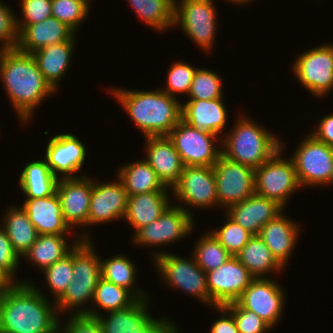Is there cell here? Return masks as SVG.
Listing matches in <instances>:
<instances>
[{
	"mask_svg": "<svg viewBox=\"0 0 333 333\" xmlns=\"http://www.w3.org/2000/svg\"><path fill=\"white\" fill-rule=\"evenodd\" d=\"M191 65L188 61L182 60L172 62L167 70L166 85L161 90L174 98H177L180 93L188 96L197 70L196 67Z\"/></svg>",
	"mask_w": 333,
	"mask_h": 333,
	"instance_id": "60d3db41",
	"label": "cell"
},
{
	"mask_svg": "<svg viewBox=\"0 0 333 333\" xmlns=\"http://www.w3.org/2000/svg\"><path fill=\"white\" fill-rule=\"evenodd\" d=\"M235 119L221 139L222 155L227 159L256 169L281 148L282 140L255 120L242 113Z\"/></svg>",
	"mask_w": 333,
	"mask_h": 333,
	"instance_id": "277c9868",
	"label": "cell"
},
{
	"mask_svg": "<svg viewBox=\"0 0 333 333\" xmlns=\"http://www.w3.org/2000/svg\"><path fill=\"white\" fill-rule=\"evenodd\" d=\"M283 211L284 208L276 201L256 193L224 210L230 218L252 235H259L261 228Z\"/></svg>",
	"mask_w": 333,
	"mask_h": 333,
	"instance_id": "603a6c76",
	"label": "cell"
},
{
	"mask_svg": "<svg viewBox=\"0 0 333 333\" xmlns=\"http://www.w3.org/2000/svg\"><path fill=\"white\" fill-rule=\"evenodd\" d=\"M227 1L228 3H235L236 5H246L247 3L249 4L250 2H252L253 0H225Z\"/></svg>",
	"mask_w": 333,
	"mask_h": 333,
	"instance_id": "816d5d0a",
	"label": "cell"
},
{
	"mask_svg": "<svg viewBox=\"0 0 333 333\" xmlns=\"http://www.w3.org/2000/svg\"><path fill=\"white\" fill-rule=\"evenodd\" d=\"M108 89L144 137L167 136L182 119V101L159 87L155 91Z\"/></svg>",
	"mask_w": 333,
	"mask_h": 333,
	"instance_id": "3957f363",
	"label": "cell"
},
{
	"mask_svg": "<svg viewBox=\"0 0 333 333\" xmlns=\"http://www.w3.org/2000/svg\"><path fill=\"white\" fill-rule=\"evenodd\" d=\"M75 36L76 32L72 28L51 16L39 23L28 25L19 34L17 48L32 54L43 47L70 41Z\"/></svg>",
	"mask_w": 333,
	"mask_h": 333,
	"instance_id": "484cf974",
	"label": "cell"
},
{
	"mask_svg": "<svg viewBox=\"0 0 333 333\" xmlns=\"http://www.w3.org/2000/svg\"><path fill=\"white\" fill-rule=\"evenodd\" d=\"M225 216L226 222L221 227L215 228L210 232L231 256H236L253 235L226 213Z\"/></svg>",
	"mask_w": 333,
	"mask_h": 333,
	"instance_id": "b9f144b4",
	"label": "cell"
},
{
	"mask_svg": "<svg viewBox=\"0 0 333 333\" xmlns=\"http://www.w3.org/2000/svg\"><path fill=\"white\" fill-rule=\"evenodd\" d=\"M116 173V177L122 182L128 196L153 191H168V187L158 178L145 159L123 164Z\"/></svg>",
	"mask_w": 333,
	"mask_h": 333,
	"instance_id": "4dcf8cb0",
	"label": "cell"
},
{
	"mask_svg": "<svg viewBox=\"0 0 333 333\" xmlns=\"http://www.w3.org/2000/svg\"><path fill=\"white\" fill-rule=\"evenodd\" d=\"M150 253L155 270L157 268L156 273H159L164 286L192 295L211 308L206 272L195 262L193 256L183 258L171 252L160 251L159 248Z\"/></svg>",
	"mask_w": 333,
	"mask_h": 333,
	"instance_id": "8992f818",
	"label": "cell"
},
{
	"mask_svg": "<svg viewBox=\"0 0 333 333\" xmlns=\"http://www.w3.org/2000/svg\"><path fill=\"white\" fill-rule=\"evenodd\" d=\"M221 76L211 69L197 68L187 99L213 100L224 98Z\"/></svg>",
	"mask_w": 333,
	"mask_h": 333,
	"instance_id": "f35d334b",
	"label": "cell"
},
{
	"mask_svg": "<svg viewBox=\"0 0 333 333\" xmlns=\"http://www.w3.org/2000/svg\"><path fill=\"white\" fill-rule=\"evenodd\" d=\"M10 7L0 1V50L15 49L19 44L17 15Z\"/></svg>",
	"mask_w": 333,
	"mask_h": 333,
	"instance_id": "f6af8a7d",
	"label": "cell"
},
{
	"mask_svg": "<svg viewBox=\"0 0 333 333\" xmlns=\"http://www.w3.org/2000/svg\"><path fill=\"white\" fill-rule=\"evenodd\" d=\"M224 307L233 315L239 333H267L272 330L254 311L244 309L237 301Z\"/></svg>",
	"mask_w": 333,
	"mask_h": 333,
	"instance_id": "7bdbcfd3",
	"label": "cell"
},
{
	"mask_svg": "<svg viewBox=\"0 0 333 333\" xmlns=\"http://www.w3.org/2000/svg\"><path fill=\"white\" fill-rule=\"evenodd\" d=\"M295 59L291 67L292 73L315 98L323 99L333 91L332 42L307 49Z\"/></svg>",
	"mask_w": 333,
	"mask_h": 333,
	"instance_id": "30bf717a",
	"label": "cell"
},
{
	"mask_svg": "<svg viewBox=\"0 0 333 333\" xmlns=\"http://www.w3.org/2000/svg\"><path fill=\"white\" fill-rule=\"evenodd\" d=\"M94 244L92 239H80L73 247V281L55 301L60 316L65 313L86 314L90 310L92 303L89 302L93 301L96 285L101 278L100 256ZM86 303L89 307L85 306Z\"/></svg>",
	"mask_w": 333,
	"mask_h": 333,
	"instance_id": "5b68a950",
	"label": "cell"
},
{
	"mask_svg": "<svg viewBox=\"0 0 333 333\" xmlns=\"http://www.w3.org/2000/svg\"><path fill=\"white\" fill-rule=\"evenodd\" d=\"M214 3V0L174 1L173 28L181 26L183 33L206 54L214 50L217 36L218 12Z\"/></svg>",
	"mask_w": 333,
	"mask_h": 333,
	"instance_id": "52a82bcc",
	"label": "cell"
},
{
	"mask_svg": "<svg viewBox=\"0 0 333 333\" xmlns=\"http://www.w3.org/2000/svg\"><path fill=\"white\" fill-rule=\"evenodd\" d=\"M219 208L228 209L255 194V169L219 156L213 166Z\"/></svg>",
	"mask_w": 333,
	"mask_h": 333,
	"instance_id": "9a60e30c",
	"label": "cell"
},
{
	"mask_svg": "<svg viewBox=\"0 0 333 333\" xmlns=\"http://www.w3.org/2000/svg\"><path fill=\"white\" fill-rule=\"evenodd\" d=\"M21 4V5H20ZM22 19L17 17L19 34L28 26L52 16L51 0H20Z\"/></svg>",
	"mask_w": 333,
	"mask_h": 333,
	"instance_id": "ee69618b",
	"label": "cell"
},
{
	"mask_svg": "<svg viewBox=\"0 0 333 333\" xmlns=\"http://www.w3.org/2000/svg\"><path fill=\"white\" fill-rule=\"evenodd\" d=\"M328 184L333 185V169L331 171V175H330V178H329V182L327 183V186H328Z\"/></svg>",
	"mask_w": 333,
	"mask_h": 333,
	"instance_id": "f5cc1de1",
	"label": "cell"
},
{
	"mask_svg": "<svg viewBox=\"0 0 333 333\" xmlns=\"http://www.w3.org/2000/svg\"><path fill=\"white\" fill-rule=\"evenodd\" d=\"M51 5L52 17L67 24L75 32L88 18L91 9L90 4L84 0H51Z\"/></svg>",
	"mask_w": 333,
	"mask_h": 333,
	"instance_id": "ab89813d",
	"label": "cell"
},
{
	"mask_svg": "<svg viewBox=\"0 0 333 333\" xmlns=\"http://www.w3.org/2000/svg\"><path fill=\"white\" fill-rule=\"evenodd\" d=\"M280 286L281 284L272 277L254 278L237 302L244 309L254 311L271 328H274L283 316L287 299L284 288Z\"/></svg>",
	"mask_w": 333,
	"mask_h": 333,
	"instance_id": "2e32d148",
	"label": "cell"
},
{
	"mask_svg": "<svg viewBox=\"0 0 333 333\" xmlns=\"http://www.w3.org/2000/svg\"><path fill=\"white\" fill-rule=\"evenodd\" d=\"M300 223L285 215V211L268 221L259 233L260 238L270 249L276 260L286 268L301 234Z\"/></svg>",
	"mask_w": 333,
	"mask_h": 333,
	"instance_id": "cb8c5ba5",
	"label": "cell"
},
{
	"mask_svg": "<svg viewBox=\"0 0 333 333\" xmlns=\"http://www.w3.org/2000/svg\"><path fill=\"white\" fill-rule=\"evenodd\" d=\"M135 300L136 298L128 290L101 277L95 288L93 305L90 306L86 315L97 317L103 313L100 310L105 314V312L123 309L130 306Z\"/></svg>",
	"mask_w": 333,
	"mask_h": 333,
	"instance_id": "d590c367",
	"label": "cell"
},
{
	"mask_svg": "<svg viewBox=\"0 0 333 333\" xmlns=\"http://www.w3.org/2000/svg\"><path fill=\"white\" fill-rule=\"evenodd\" d=\"M216 189L213 167L184 166L178 182L171 188V196L179 202L178 206L194 217V213L189 208H218Z\"/></svg>",
	"mask_w": 333,
	"mask_h": 333,
	"instance_id": "5bb4252c",
	"label": "cell"
},
{
	"mask_svg": "<svg viewBox=\"0 0 333 333\" xmlns=\"http://www.w3.org/2000/svg\"><path fill=\"white\" fill-rule=\"evenodd\" d=\"M223 100V98L185 100L182 103V120L194 128L216 134L222 139L229 118Z\"/></svg>",
	"mask_w": 333,
	"mask_h": 333,
	"instance_id": "44dd1931",
	"label": "cell"
},
{
	"mask_svg": "<svg viewBox=\"0 0 333 333\" xmlns=\"http://www.w3.org/2000/svg\"><path fill=\"white\" fill-rule=\"evenodd\" d=\"M21 205L39 235L75 233L65 222L57 193L44 198H26Z\"/></svg>",
	"mask_w": 333,
	"mask_h": 333,
	"instance_id": "d4e9b609",
	"label": "cell"
},
{
	"mask_svg": "<svg viewBox=\"0 0 333 333\" xmlns=\"http://www.w3.org/2000/svg\"><path fill=\"white\" fill-rule=\"evenodd\" d=\"M84 1L88 2L91 5V1L90 0H84Z\"/></svg>",
	"mask_w": 333,
	"mask_h": 333,
	"instance_id": "db71d44e",
	"label": "cell"
},
{
	"mask_svg": "<svg viewBox=\"0 0 333 333\" xmlns=\"http://www.w3.org/2000/svg\"><path fill=\"white\" fill-rule=\"evenodd\" d=\"M191 255L206 273L215 270L231 257L210 230L201 234Z\"/></svg>",
	"mask_w": 333,
	"mask_h": 333,
	"instance_id": "8d00e7d4",
	"label": "cell"
},
{
	"mask_svg": "<svg viewBox=\"0 0 333 333\" xmlns=\"http://www.w3.org/2000/svg\"><path fill=\"white\" fill-rule=\"evenodd\" d=\"M21 258L14 251L12 244L6 235L5 231L0 226V268L15 282V283H30L31 281L19 280L15 276L20 265Z\"/></svg>",
	"mask_w": 333,
	"mask_h": 333,
	"instance_id": "bcb514c9",
	"label": "cell"
},
{
	"mask_svg": "<svg viewBox=\"0 0 333 333\" xmlns=\"http://www.w3.org/2000/svg\"><path fill=\"white\" fill-rule=\"evenodd\" d=\"M76 37L70 41L56 43L43 47L32 53L37 63L38 69L43 74L44 80L57 93L59 81L63 79L65 73L72 63V53H74Z\"/></svg>",
	"mask_w": 333,
	"mask_h": 333,
	"instance_id": "4316f807",
	"label": "cell"
},
{
	"mask_svg": "<svg viewBox=\"0 0 333 333\" xmlns=\"http://www.w3.org/2000/svg\"><path fill=\"white\" fill-rule=\"evenodd\" d=\"M213 309L222 316L211 324L210 333H239L233 315L224 306H215Z\"/></svg>",
	"mask_w": 333,
	"mask_h": 333,
	"instance_id": "c3c4849f",
	"label": "cell"
},
{
	"mask_svg": "<svg viewBox=\"0 0 333 333\" xmlns=\"http://www.w3.org/2000/svg\"><path fill=\"white\" fill-rule=\"evenodd\" d=\"M45 278V287L50 290L53 296L52 301H56L66 290L67 286L73 281V248L60 260L53 265L45 268L43 271Z\"/></svg>",
	"mask_w": 333,
	"mask_h": 333,
	"instance_id": "74e56055",
	"label": "cell"
},
{
	"mask_svg": "<svg viewBox=\"0 0 333 333\" xmlns=\"http://www.w3.org/2000/svg\"><path fill=\"white\" fill-rule=\"evenodd\" d=\"M0 79L20 124L29 123L36 108L56 94L32 54L18 48L0 50Z\"/></svg>",
	"mask_w": 333,
	"mask_h": 333,
	"instance_id": "7a4b0ae2",
	"label": "cell"
},
{
	"mask_svg": "<svg viewBox=\"0 0 333 333\" xmlns=\"http://www.w3.org/2000/svg\"><path fill=\"white\" fill-rule=\"evenodd\" d=\"M101 261V277L119 287L128 290L136 299L150 298L145 289L137 286V271L136 263L129 259L127 255H114L111 258ZM136 286V287H135ZM145 290V291H144Z\"/></svg>",
	"mask_w": 333,
	"mask_h": 333,
	"instance_id": "836d02e7",
	"label": "cell"
},
{
	"mask_svg": "<svg viewBox=\"0 0 333 333\" xmlns=\"http://www.w3.org/2000/svg\"><path fill=\"white\" fill-rule=\"evenodd\" d=\"M37 283H14L0 294V333H58L60 315Z\"/></svg>",
	"mask_w": 333,
	"mask_h": 333,
	"instance_id": "6da1fadb",
	"label": "cell"
},
{
	"mask_svg": "<svg viewBox=\"0 0 333 333\" xmlns=\"http://www.w3.org/2000/svg\"><path fill=\"white\" fill-rule=\"evenodd\" d=\"M45 149L44 159L58 179L85 176L77 174L86 162L87 150L75 134L66 132L54 135L49 138Z\"/></svg>",
	"mask_w": 333,
	"mask_h": 333,
	"instance_id": "ac0fdd59",
	"label": "cell"
},
{
	"mask_svg": "<svg viewBox=\"0 0 333 333\" xmlns=\"http://www.w3.org/2000/svg\"><path fill=\"white\" fill-rule=\"evenodd\" d=\"M253 279L254 277L236 256H231L224 264L207 272L206 281L211 308L237 301Z\"/></svg>",
	"mask_w": 333,
	"mask_h": 333,
	"instance_id": "e0dca14e",
	"label": "cell"
},
{
	"mask_svg": "<svg viewBox=\"0 0 333 333\" xmlns=\"http://www.w3.org/2000/svg\"><path fill=\"white\" fill-rule=\"evenodd\" d=\"M149 299H136L126 308L106 312L107 317L97 316L103 333H179L171 317L150 315Z\"/></svg>",
	"mask_w": 333,
	"mask_h": 333,
	"instance_id": "9c48e42d",
	"label": "cell"
},
{
	"mask_svg": "<svg viewBox=\"0 0 333 333\" xmlns=\"http://www.w3.org/2000/svg\"><path fill=\"white\" fill-rule=\"evenodd\" d=\"M316 129L309 132L318 141L333 147V113L329 115L322 116V119L316 125Z\"/></svg>",
	"mask_w": 333,
	"mask_h": 333,
	"instance_id": "681fc988",
	"label": "cell"
},
{
	"mask_svg": "<svg viewBox=\"0 0 333 333\" xmlns=\"http://www.w3.org/2000/svg\"><path fill=\"white\" fill-rule=\"evenodd\" d=\"M285 146L281 141V148L254 171L255 193L276 201L284 209L295 191L301 189L292 159L282 155Z\"/></svg>",
	"mask_w": 333,
	"mask_h": 333,
	"instance_id": "ba28073f",
	"label": "cell"
},
{
	"mask_svg": "<svg viewBox=\"0 0 333 333\" xmlns=\"http://www.w3.org/2000/svg\"><path fill=\"white\" fill-rule=\"evenodd\" d=\"M59 179L44 158L28 162L19 176V188L26 198H44L56 193Z\"/></svg>",
	"mask_w": 333,
	"mask_h": 333,
	"instance_id": "1f68e13d",
	"label": "cell"
},
{
	"mask_svg": "<svg viewBox=\"0 0 333 333\" xmlns=\"http://www.w3.org/2000/svg\"><path fill=\"white\" fill-rule=\"evenodd\" d=\"M139 19L156 32L169 31L174 24L175 0H126Z\"/></svg>",
	"mask_w": 333,
	"mask_h": 333,
	"instance_id": "e575fe53",
	"label": "cell"
},
{
	"mask_svg": "<svg viewBox=\"0 0 333 333\" xmlns=\"http://www.w3.org/2000/svg\"><path fill=\"white\" fill-rule=\"evenodd\" d=\"M236 257L254 278H267L285 269L259 235H253Z\"/></svg>",
	"mask_w": 333,
	"mask_h": 333,
	"instance_id": "d6a6232c",
	"label": "cell"
},
{
	"mask_svg": "<svg viewBox=\"0 0 333 333\" xmlns=\"http://www.w3.org/2000/svg\"><path fill=\"white\" fill-rule=\"evenodd\" d=\"M71 243L66 235L69 234H42L39 235L30 249L23 255L26 263H31L41 272L53 265L56 261L67 255L80 239H91L88 232H82ZM67 238V239H66ZM69 242V243H68Z\"/></svg>",
	"mask_w": 333,
	"mask_h": 333,
	"instance_id": "83f0119b",
	"label": "cell"
},
{
	"mask_svg": "<svg viewBox=\"0 0 333 333\" xmlns=\"http://www.w3.org/2000/svg\"><path fill=\"white\" fill-rule=\"evenodd\" d=\"M116 179L101 183L93 179L88 227L124 219L128 195L120 179Z\"/></svg>",
	"mask_w": 333,
	"mask_h": 333,
	"instance_id": "d6986e66",
	"label": "cell"
},
{
	"mask_svg": "<svg viewBox=\"0 0 333 333\" xmlns=\"http://www.w3.org/2000/svg\"><path fill=\"white\" fill-rule=\"evenodd\" d=\"M306 135L290 155L299 184L301 188H325L333 169V147L318 141L310 133Z\"/></svg>",
	"mask_w": 333,
	"mask_h": 333,
	"instance_id": "8fae6325",
	"label": "cell"
},
{
	"mask_svg": "<svg viewBox=\"0 0 333 333\" xmlns=\"http://www.w3.org/2000/svg\"><path fill=\"white\" fill-rule=\"evenodd\" d=\"M168 191H153L128 196L126 214L123 219L136 232L139 228L157 220L171 204Z\"/></svg>",
	"mask_w": 333,
	"mask_h": 333,
	"instance_id": "f1b7e54d",
	"label": "cell"
},
{
	"mask_svg": "<svg viewBox=\"0 0 333 333\" xmlns=\"http://www.w3.org/2000/svg\"><path fill=\"white\" fill-rule=\"evenodd\" d=\"M92 186L93 179L88 175L58 181L56 193L60 199L63 218L72 230L80 226L88 227Z\"/></svg>",
	"mask_w": 333,
	"mask_h": 333,
	"instance_id": "ffe728a7",
	"label": "cell"
},
{
	"mask_svg": "<svg viewBox=\"0 0 333 333\" xmlns=\"http://www.w3.org/2000/svg\"><path fill=\"white\" fill-rule=\"evenodd\" d=\"M144 159L154 169L158 178L171 190L178 182L184 165L168 136L145 137Z\"/></svg>",
	"mask_w": 333,
	"mask_h": 333,
	"instance_id": "7402d4cb",
	"label": "cell"
},
{
	"mask_svg": "<svg viewBox=\"0 0 333 333\" xmlns=\"http://www.w3.org/2000/svg\"><path fill=\"white\" fill-rule=\"evenodd\" d=\"M68 316L65 323L60 318L58 333H103L97 317L86 314H70Z\"/></svg>",
	"mask_w": 333,
	"mask_h": 333,
	"instance_id": "7dc6e473",
	"label": "cell"
},
{
	"mask_svg": "<svg viewBox=\"0 0 333 333\" xmlns=\"http://www.w3.org/2000/svg\"><path fill=\"white\" fill-rule=\"evenodd\" d=\"M171 203L152 223L133 232L132 243L144 248H155L178 242L195 229V218L180 206ZM194 228V229H193ZM178 240V241H177Z\"/></svg>",
	"mask_w": 333,
	"mask_h": 333,
	"instance_id": "7c38bea8",
	"label": "cell"
},
{
	"mask_svg": "<svg viewBox=\"0 0 333 333\" xmlns=\"http://www.w3.org/2000/svg\"><path fill=\"white\" fill-rule=\"evenodd\" d=\"M15 282L0 268V294L10 288Z\"/></svg>",
	"mask_w": 333,
	"mask_h": 333,
	"instance_id": "f907efd6",
	"label": "cell"
},
{
	"mask_svg": "<svg viewBox=\"0 0 333 333\" xmlns=\"http://www.w3.org/2000/svg\"><path fill=\"white\" fill-rule=\"evenodd\" d=\"M167 136L184 166L213 167L222 154L219 136L194 128L182 119Z\"/></svg>",
	"mask_w": 333,
	"mask_h": 333,
	"instance_id": "4fadbf2b",
	"label": "cell"
},
{
	"mask_svg": "<svg viewBox=\"0 0 333 333\" xmlns=\"http://www.w3.org/2000/svg\"><path fill=\"white\" fill-rule=\"evenodd\" d=\"M0 225L8 236L14 251L20 258L30 249L39 234L22 206H8Z\"/></svg>",
	"mask_w": 333,
	"mask_h": 333,
	"instance_id": "f546056e",
	"label": "cell"
}]
</instances>
